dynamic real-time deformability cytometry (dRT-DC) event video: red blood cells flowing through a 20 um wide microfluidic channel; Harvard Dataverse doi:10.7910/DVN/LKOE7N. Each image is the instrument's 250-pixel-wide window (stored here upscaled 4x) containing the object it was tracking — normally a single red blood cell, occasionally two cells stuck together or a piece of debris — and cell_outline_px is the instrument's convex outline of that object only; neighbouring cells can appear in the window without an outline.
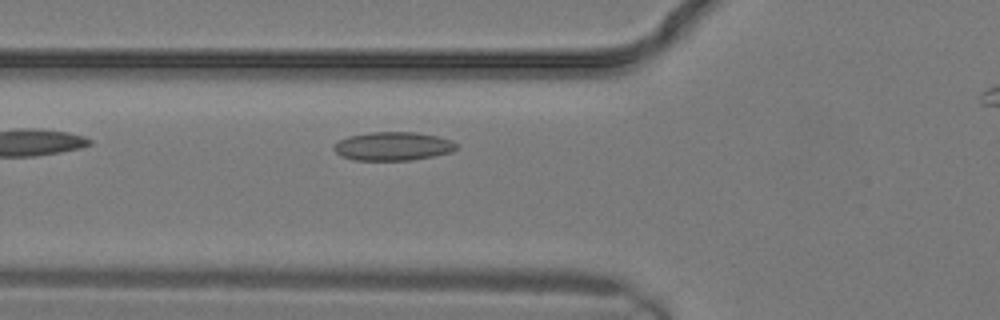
{"species": "common noctule bat (a hibernating species)", "species_latin": "Nyctalus noctula", "temperature_condition": "warm", "stored_images_in_passage": 12, "camera_frame_rate_fps": 3000, "um_per_image_px": 0.085, "animal": {"sex": "male", "body_mass_g": 19.2, "forearm_length_mm": 51.8}, "frame": {"image": 1, "passage_image": 2, "time_ms": 0.333, "image_size_px": [1000, 320], "cell_outline_px": [[456, 148], [452, 152], [412, 160], [356, 160], [340, 156], [332, 148], [340, 140], [348, 136], [368, 132], [416, 132], [436, 136], [452, 140], [456, 144]], "centroid_in_image_um": [33.39, 12.42], "position_along_channel_um": 92.4, "area_um2": 20.35}}
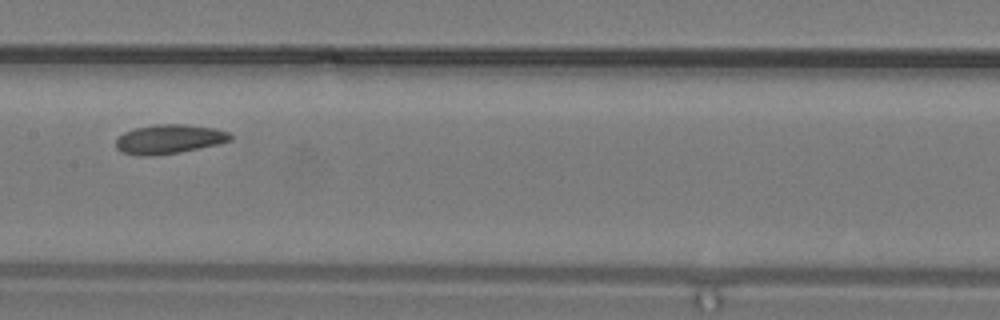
{"frame": {"image": 2, "passage_image": 6, "time_ms": 1.667, "image_size_px": [1000, 320], "cell_outline_px": [[232, 140], [220, 144], [180, 152], [152, 156], [140, 156], [120, 152], [116, 148], [116, 140], [124, 132], [136, 128], [152, 124], [184, 124], [216, 128], [228, 132], [232, 136]], "centroid_in_image_um": [14.38, 11.83], "position_along_channel_um": 193.0, "area_um2": 19.71}}
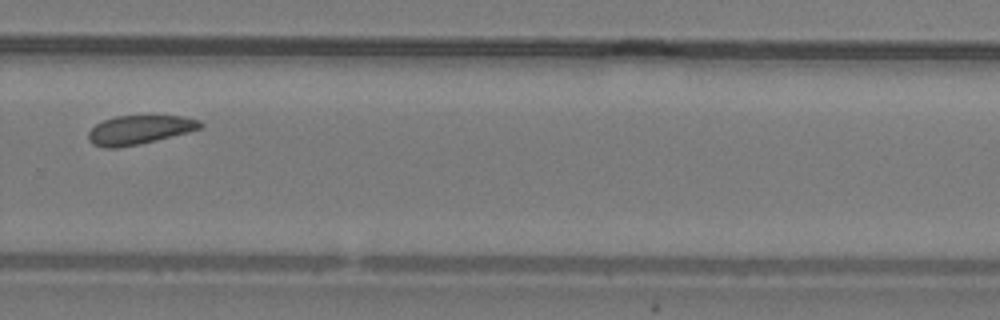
{"frame": {"image": 3, "passage_image": 11, "time_ms": 3.333, "image_size_px": [1000, 320], "cell_outline_px": [[204, 124], [200, 128], [188, 132], [140, 144], [116, 148], [104, 148], [92, 144], [88, 140], [88, 132], [96, 124], [104, 120], [116, 116], [184, 116], [200, 120]], "centroid_in_image_um": [11.84, 11.04], "position_along_channel_um": 318.0, "area_um2": 18.84}}